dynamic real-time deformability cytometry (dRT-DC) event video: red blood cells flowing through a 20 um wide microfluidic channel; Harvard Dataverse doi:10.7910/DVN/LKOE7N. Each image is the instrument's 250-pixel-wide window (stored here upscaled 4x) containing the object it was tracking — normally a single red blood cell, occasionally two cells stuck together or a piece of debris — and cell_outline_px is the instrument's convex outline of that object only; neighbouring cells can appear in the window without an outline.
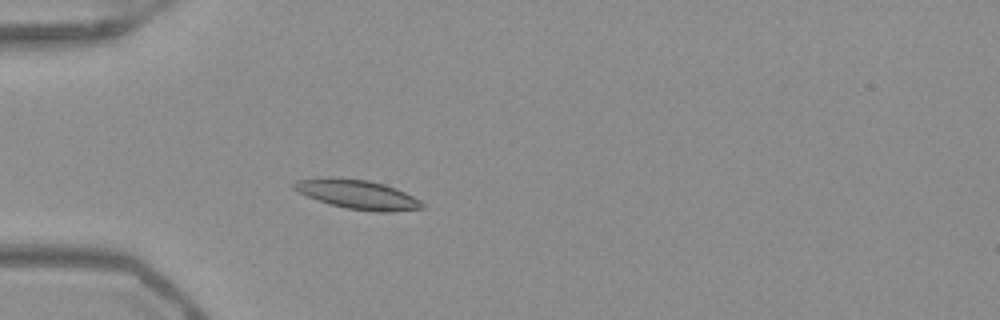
{"species": "Egyptian fruit bat (a non-hibernating species)", "species_latin": "Rousettus aegyptiacus", "temperature_condition": "warm", "stored_images_in_passage": 50, "camera_frame_rate_fps": 3000, "um_per_image_px": 0.085, "frame": {"image": 1, "passage_image": 14, "time_ms": 4.333, "image_size_px": [1000, 320], "cell_outline_px": [[424, 208], [392, 212], [376, 212], [348, 208], [332, 204], [296, 192], [292, 188], [292, 184], [296, 180], [332, 176], [368, 180], [384, 184], [396, 188], [420, 200], [424, 204]], "centroid_in_image_um": [30.38, 16.51], "position_along_channel_um": 54.6, "area_um2": 21.85}}
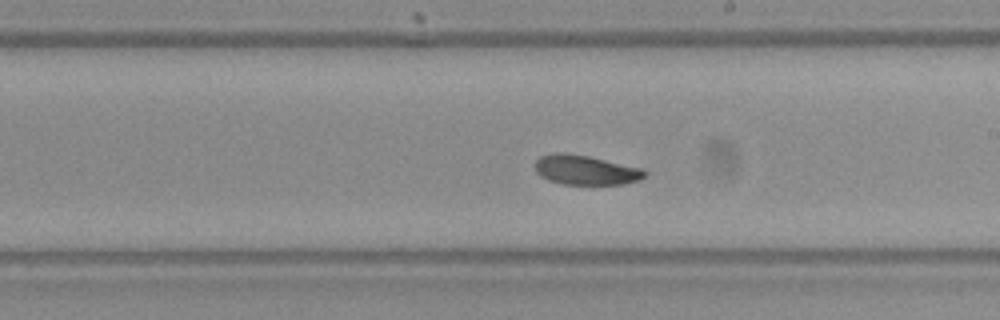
{"frame": {"image": 2, "passage_image": 29, "time_ms": 9.333, "image_size_px": [1000, 320], "cell_outline_px": [[648, 172], [640, 180], [624, 184], [564, 184], [548, 180], [540, 176], [536, 172], [536, 160], [540, 156], [552, 152], [564, 152], [588, 156], [644, 168]], "centroid_in_image_um": [49.79, 14.44], "position_along_channel_um": 239.2, "area_um2": 19.07}}
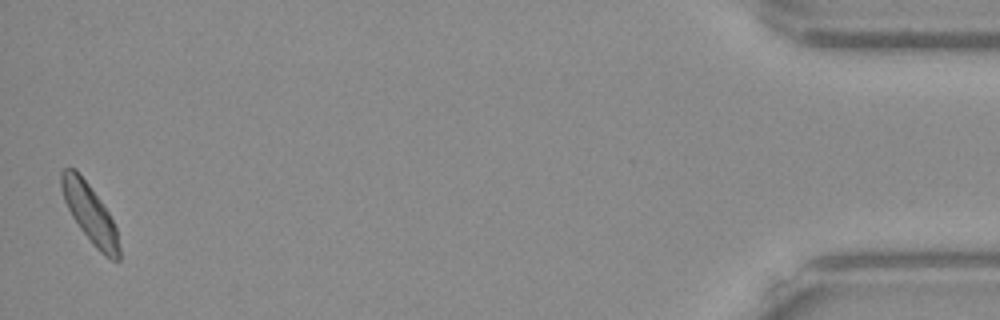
{"frame": {"image": 3, "passage_image": 50, "time_ms": 16.333, "image_size_px": [1000, 320], "cell_outline_px": [[120, 260], [112, 260], [104, 256], [92, 244], [80, 228], [72, 216], [64, 200], [60, 188], [60, 172], [64, 168], [76, 168], [100, 200], [108, 212], [116, 228], [120, 248]], "centroid_in_image_um": [7.63, 18.14], "position_along_channel_um": 427.6, "area_um2": 19.65}, "authors_computed_cell_mechanics": {"area_um2": 19.7676, "velocity_mm_per_s": 3.9021, "shape_relaxation_time_tau1_ms": null, "shape_relaxation_time_tau2_ms": 6.2671, "deformation_change_tau1": null, "deformation_change_tau2": 0.1221}}